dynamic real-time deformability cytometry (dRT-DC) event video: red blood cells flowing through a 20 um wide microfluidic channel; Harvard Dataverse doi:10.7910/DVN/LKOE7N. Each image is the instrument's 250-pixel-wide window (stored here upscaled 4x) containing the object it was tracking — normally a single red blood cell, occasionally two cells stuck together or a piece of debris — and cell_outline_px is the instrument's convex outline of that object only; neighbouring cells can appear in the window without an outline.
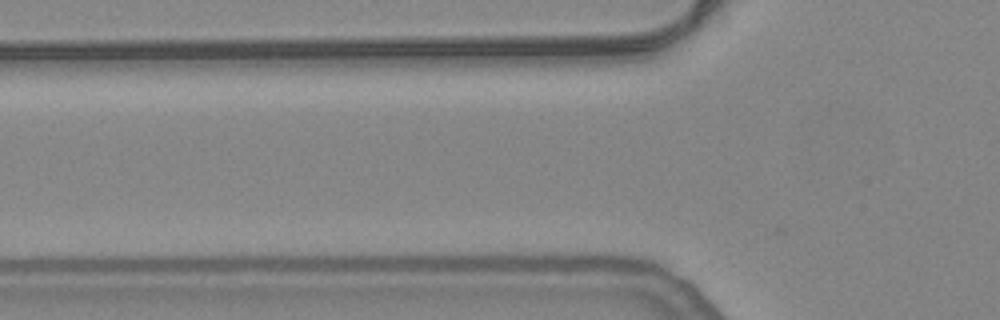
{"species": "common noctule bat (a hibernating species)", "species_latin": "Nyctalus noctula", "temperature_condition": "warm", "stored_images_in_passage": 3, "camera_frame_rate_fps": 3000, "um_per_image_px": 0.085, "animal": {"sex": "female", "body_mass_g": 24.6, "forearm_length_mm": 56.2}, "frame": {"image": 1, "passage_image": 2, "time_ms": 0.333, "image_size_px": [1000, 320], "cell_outline_px": [[632, 268], [532, 268], [528, 264], [528, 260], [532, 252], [628, 252], [632, 264]], "centroid_in_image_um": [49.3, 22.11], "position_along_channel_um": 76.5, "area_um2": 11.68}}